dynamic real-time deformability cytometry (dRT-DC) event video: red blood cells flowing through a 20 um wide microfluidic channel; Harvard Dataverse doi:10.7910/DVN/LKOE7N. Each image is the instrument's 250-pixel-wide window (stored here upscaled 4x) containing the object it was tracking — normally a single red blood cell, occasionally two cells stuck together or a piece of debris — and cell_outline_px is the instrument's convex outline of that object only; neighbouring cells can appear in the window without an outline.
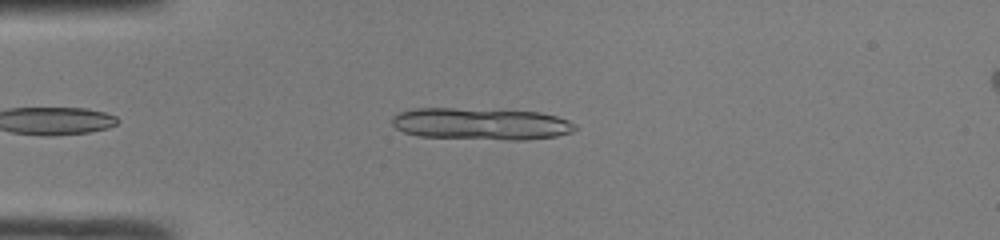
{"species": "common noctule bat (a hibernating species)", "species_latin": "Nyctalus noctula", "temperature_condition": "room temperature", "stored_images_in_passage": 32, "camera_frame_rate_fps": 3000, "um_per_image_px": 0.085, "animal": {"sex": "male", "body_mass_g": 19.0, "forearm_length_mm": 50.8}, "frame": {"image": 1, "passage_image": 1, "time_ms": 0.0, "image_size_px": [1000, 240], "cell_outline_px": [[580, 128], [572, 132], [556, 136], [524, 140], [512, 140], [420, 136], [404, 132], [396, 128], [392, 124], [392, 116], [396, 112], [412, 108], [452, 108], [540, 112], [556, 116], [568, 120], [576, 124]], "centroid_in_image_um": [40.88, 10.52], "position_along_channel_um": 44.1, "area_um2": 34.16}, "authors_computed_cell_mechanics": {"area_um2": 17.8602, "velocity_mm_per_s": 4.2496, "shape_relaxation_time_tau1_ms": null, "shape_relaxation_time_tau2_ms": 2.4425, "deformation_change_tau1": null, "deformation_change_tau2": 0.0742}}